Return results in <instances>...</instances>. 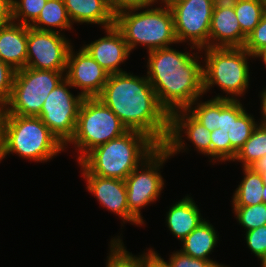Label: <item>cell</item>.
Masks as SVG:
<instances>
[{
	"instance_id": "26",
	"label": "cell",
	"mask_w": 266,
	"mask_h": 267,
	"mask_svg": "<svg viewBox=\"0 0 266 267\" xmlns=\"http://www.w3.org/2000/svg\"><path fill=\"white\" fill-rule=\"evenodd\" d=\"M234 11L241 31L247 36L261 21L266 11L265 0H239Z\"/></svg>"
},
{
	"instance_id": "45",
	"label": "cell",
	"mask_w": 266,
	"mask_h": 267,
	"mask_svg": "<svg viewBox=\"0 0 266 267\" xmlns=\"http://www.w3.org/2000/svg\"><path fill=\"white\" fill-rule=\"evenodd\" d=\"M254 57H261V59H263V62L266 65V46L263 47L261 50H259Z\"/></svg>"
},
{
	"instance_id": "11",
	"label": "cell",
	"mask_w": 266,
	"mask_h": 267,
	"mask_svg": "<svg viewBox=\"0 0 266 267\" xmlns=\"http://www.w3.org/2000/svg\"><path fill=\"white\" fill-rule=\"evenodd\" d=\"M72 87L65 78L45 99L40 114L42 122L65 147L72 139L77 123L78 111L83 97H76L68 90Z\"/></svg>"
},
{
	"instance_id": "30",
	"label": "cell",
	"mask_w": 266,
	"mask_h": 267,
	"mask_svg": "<svg viewBox=\"0 0 266 267\" xmlns=\"http://www.w3.org/2000/svg\"><path fill=\"white\" fill-rule=\"evenodd\" d=\"M121 241L119 238L111 240V253L107 256L106 267H141V256L133 257Z\"/></svg>"
},
{
	"instance_id": "10",
	"label": "cell",
	"mask_w": 266,
	"mask_h": 267,
	"mask_svg": "<svg viewBox=\"0 0 266 267\" xmlns=\"http://www.w3.org/2000/svg\"><path fill=\"white\" fill-rule=\"evenodd\" d=\"M173 15L178 43L186 40L202 51L209 47L213 0H171L167 3Z\"/></svg>"
},
{
	"instance_id": "6",
	"label": "cell",
	"mask_w": 266,
	"mask_h": 267,
	"mask_svg": "<svg viewBox=\"0 0 266 267\" xmlns=\"http://www.w3.org/2000/svg\"><path fill=\"white\" fill-rule=\"evenodd\" d=\"M205 50L206 62L202 66L203 91L213 85H218L229 96L218 95L215 98L237 99L234 96L242 95L249 85V65L247 62L250 55L244 48L207 47ZM205 67V68H204Z\"/></svg>"
},
{
	"instance_id": "28",
	"label": "cell",
	"mask_w": 266,
	"mask_h": 267,
	"mask_svg": "<svg viewBox=\"0 0 266 267\" xmlns=\"http://www.w3.org/2000/svg\"><path fill=\"white\" fill-rule=\"evenodd\" d=\"M46 2L47 0H12L13 22L17 20V23L30 26L31 22L33 23L38 18Z\"/></svg>"
},
{
	"instance_id": "20",
	"label": "cell",
	"mask_w": 266,
	"mask_h": 267,
	"mask_svg": "<svg viewBox=\"0 0 266 267\" xmlns=\"http://www.w3.org/2000/svg\"><path fill=\"white\" fill-rule=\"evenodd\" d=\"M166 218L169 230L181 241L204 221L194 200L189 196L175 203Z\"/></svg>"
},
{
	"instance_id": "3",
	"label": "cell",
	"mask_w": 266,
	"mask_h": 267,
	"mask_svg": "<svg viewBox=\"0 0 266 267\" xmlns=\"http://www.w3.org/2000/svg\"><path fill=\"white\" fill-rule=\"evenodd\" d=\"M159 146L144 133L128 130L89 151L78 163L82 174L125 180Z\"/></svg>"
},
{
	"instance_id": "46",
	"label": "cell",
	"mask_w": 266,
	"mask_h": 267,
	"mask_svg": "<svg viewBox=\"0 0 266 267\" xmlns=\"http://www.w3.org/2000/svg\"><path fill=\"white\" fill-rule=\"evenodd\" d=\"M163 3H168L170 2L171 0H161Z\"/></svg>"
},
{
	"instance_id": "2",
	"label": "cell",
	"mask_w": 266,
	"mask_h": 267,
	"mask_svg": "<svg viewBox=\"0 0 266 267\" xmlns=\"http://www.w3.org/2000/svg\"><path fill=\"white\" fill-rule=\"evenodd\" d=\"M148 53L147 79L168 114L195 105L204 94L203 67L196 53L179 52L169 46Z\"/></svg>"
},
{
	"instance_id": "43",
	"label": "cell",
	"mask_w": 266,
	"mask_h": 267,
	"mask_svg": "<svg viewBox=\"0 0 266 267\" xmlns=\"http://www.w3.org/2000/svg\"><path fill=\"white\" fill-rule=\"evenodd\" d=\"M261 112L263 115V121L261 120V122L266 123V89L262 91L261 93Z\"/></svg>"
},
{
	"instance_id": "35",
	"label": "cell",
	"mask_w": 266,
	"mask_h": 267,
	"mask_svg": "<svg viewBox=\"0 0 266 267\" xmlns=\"http://www.w3.org/2000/svg\"><path fill=\"white\" fill-rule=\"evenodd\" d=\"M16 70L0 60V104L10 99Z\"/></svg>"
},
{
	"instance_id": "14",
	"label": "cell",
	"mask_w": 266,
	"mask_h": 267,
	"mask_svg": "<svg viewBox=\"0 0 266 267\" xmlns=\"http://www.w3.org/2000/svg\"><path fill=\"white\" fill-rule=\"evenodd\" d=\"M187 135L202 154L211 156V132L199 123L186 109L177 110L170 114L169 133L163 147L172 156L184 148L181 131Z\"/></svg>"
},
{
	"instance_id": "25",
	"label": "cell",
	"mask_w": 266,
	"mask_h": 267,
	"mask_svg": "<svg viewBox=\"0 0 266 267\" xmlns=\"http://www.w3.org/2000/svg\"><path fill=\"white\" fill-rule=\"evenodd\" d=\"M266 154V123L261 122L254 129L251 137L238 150L233 161H240L243 167H251L253 163Z\"/></svg>"
},
{
	"instance_id": "44",
	"label": "cell",
	"mask_w": 266,
	"mask_h": 267,
	"mask_svg": "<svg viewBox=\"0 0 266 267\" xmlns=\"http://www.w3.org/2000/svg\"><path fill=\"white\" fill-rule=\"evenodd\" d=\"M261 178L264 182L263 190H262V197H263V202L266 203V172L260 174Z\"/></svg>"
},
{
	"instance_id": "1",
	"label": "cell",
	"mask_w": 266,
	"mask_h": 267,
	"mask_svg": "<svg viewBox=\"0 0 266 267\" xmlns=\"http://www.w3.org/2000/svg\"><path fill=\"white\" fill-rule=\"evenodd\" d=\"M128 130L144 133L163 146L169 133L170 115L160 105L147 77L123 72L110 74L97 97Z\"/></svg>"
},
{
	"instance_id": "24",
	"label": "cell",
	"mask_w": 266,
	"mask_h": 267,
	"mask_svg": "<svg viewBox=\"0 0 266 267\" xmlns=\"http://www.w3.org/2000/svg\"><path fill=\"white\" fill-rule=\"evenodd\" d=\"M244 178L233 195V206H253L263 203L264 182L251 167H243Z\"/></svg>"
},
{
	"instance_id": "23",
	"label": "cell",
	"mask_w": 266,
	"mask_h": 267,
	"mask_svg": "<svg viewBox=\"0 0 266 267\" xmlns=\"http://www.w3.org/2000/svg\"><path fill=\"white\" fill-rule=\"evenodd\" d=\"M44 26H43V25ZM47 26V27H45ZM30 27L40 31L59 32L52 27L71 29L72 22L68 16L63 0H47L38 18L30 24Z\"/></svg>"
},
{
	"instance_id": "16",
	"label": "cell",
	"mask_w": 266,
	"mask_h": 267,
	"mask_svg": "<svg viewBox=\"0 0 266 267\" xmlns=\"http://www.w3.org/2000/svg\"><path fill=\"white\" fill-rule=\"evenodd\" d=\"M87 189L96 196L100 204L118 214L128 222V203L125 180L84 174Z\"/></svg>"
},
{
	"instance_id": "19",
	"label": "cell",
	"mask_w": 266,
	"mask_h": 267,
	"mask_svg": "<svg viewBox=\"0 0 266 267\" xmlns=\"http://www.w3.org/2000/svg\"><path fill=\"white\" fill-rule=\"evenodd\" d=\"M71 22L115 25V15L106 0H63Z\"/></svg>"
},
{
	"instance_id": "27",
	"label": "cell",
	"mask_w": 266,
	"mask_h": 267,
	"mask_svg": "<svg viewBox=\"0 0 266 267\" xmlns=\"http://www.w3.org/2000/svg\"><path fill=\"white\" fill-rule=\"evenodd\" d=\"M233 207L236 219L245 227L246 231L266 225V203Z\"/></svg>"
},
{
	"instance_id": "13",
	"label": "cell",
	"mask_w": 266,
	"mask_h": 267,
	"mask_svg": "<svg viewBox=\"0 0 266 267\" xmlns=\"http://www.w3.org/2000/svg\"><path fill=\"white\" fill-rule=\"evenodd\" d=\"M71 46L67 57L65 78L72 87L80 88L83 98L98 97L109 74L83 48L75 55Z\"/></svg>"
},
{
	"instance_id": "12",
	"label": "cell",
	"mask_w": 266,
	"mask_h": 267,
	"mask_svg": "<svg viewBox=\"0 0 266 267\" xmlns=\"http://www.w3.org/2000/svg\"><path fill=\"white\" fill-rule=\"evenodd\" d=\"M71 46L59 32L40 31L28 26L26 67L66 72Z\"/></svg>"
},
{
	"instance_id": "36",
	"label": "cell",
	"mask_w": 266,
	"mask_h": 267,
	"mask_svg": "<svg viewBox=\"0 0 266 267\" xmlns=\"http://www.w3.org/2000/svg\"><path fill=\"white\" fill-rule=\"evenodd\" d=\"M158 0H106L110 10L116 16L118 13L131 10L149 8L151 4L157 2Z\"/></svg>"
},
{
	"instance_id": "21",
	"label": "cell",
	"mask_w": 266,
	"mask_h": 267,
	"mask_svg": "<svg viewBox=\"0 0 266 267\" xmlns=\"http://www.w3.org/2000/svg\"><path fill=\"white\" fill-rule=\"evenodd\" d=\"M216 233L213 225L204 219L202 223L181 241L183 242V248L180 251L197 259L212 261L217 267H227L207 257L214 246H216L218 240Z\"/></svg>"
},
{
	"instance_id": "39",
	"label": "cell",
	"mask_w": 266,
	"mask_h": 267,
	"mask_svg": "<svg viewBox=\"0 0 266 267\" xmlns=\"http://www.w3.org/2000/svg\"><path fill=\"white\" fill-rule=\"evenodd\" d=\"M141 267H167L164 262L153 252L141 255Z\"/></svg>"
},
{
	"instance_id": "17",
	"label": "cell",
	"mask_w": 266,
	"mask_h": 267,
	"mask_svg": "<svg viewBox=\"0 0 266 267\" xmlns=\"http://www.w3.org/2000/svg\"><path fill=\"white\" fill-rule=\"evenodd\" d=\"M246 38L234 8L213 9L209 47L243 48Z\"/></svg>"
},
{
	"instance_id": "33",
	"label": "cell",
	"mask_w": 266,
	"mask_h": 267,
	"mask_svg": "<svg viewBox=\"0 0 266 267\" xmlns=\"http://www.w3.org/2000/svg\"><path fill=\"white\" fill-rule=\"evenodd\" d=\"M266 46V11L259 24L247 35L243 48L252 56Z\"/></svg>"
},
{
	"instance_id": "34",
	"label": "cell",
	"mask_w": 266,
	"mask_h": 267,
	"mask_svg": "<svg viewBox=\"0 0 266 267\" xmlns=\"http://www.w3.org/2000/svg\"><path fill=\"white\" fill-rule=\"evenodd\" d=\"M150 252L155 253L167 267H217L212 261L197 259L188 255H185L181 251H176L169 258V262L164 261L161 256H159L156 251L149 250Z\"/></svg>"
},
{
	"instance_id": "18",
	"label": "cell",
	"mask_w": 266,
	"mask_h": 267,
	"mask_svg": "<svg viewBox=\"0 0 266 267\" xmlns=\"http://www.w3.org/2000/svg\"><path fill=\"white\" fill-rule=\"evenodd\" d=\"M28 26L11 22L0 28V60L18 71L26 67Z\"/></svg>"
},
{
	"instance_id": "31",
	"label": "cell",
	"mask_w": 266,
	"mask_h": 267,
	"mask_svg": "<svg viewBox=\"0 0 266 267\" xmlns=\"http://www.w3.org/2000/svg\"><path fill=\"white\" fill-rule=\"evenodd\" d=\"M248 248L261 261V267H266V225L246 231Z\"/></svg>"
},
{
	"instance_id": "32",
	"label": "cell",
	"mask_w": 266,
	"mask_h": 267,
	"mask_svg": "<svg viewBox=\"0 0 266 267\" xmlns=\"http://www.w3.org/2000/svg\"><path fill=\"white\" fill-rule=\"evenodd\" d=\"M211 138V157L213 160L231 161V141L228 132L215 129L210 134Z\"/></svg>"
},
{
	"instance_id": "4",
	"label": "cell",
	"mask_w": 266,
	"mask_h": 267,
	"mask_svg": "<svg viewBox=\"0 0 266 267\" xmlns=\"http://www.w3.org/2000/svg\"><path fill=\"white\" fill-rule=\"evenodd\" d=\"M40 117L6 114L0 161L9 153L35 161H48L64 150Z\"/></svg>"
},
{
	"instance_id": "42",
	"label": "cell",
	"mask_w": 266,
	"mask_h": 267,
	"mask_svg": "<svg viewBox=\"0 0 266 267\" xmlns=\"http://www.w3.org/2000/svg\"><path fill=\"white\" fill-rule=\"evenodd\" d=\"M5 116H6V106L4 104H0V151L3 142V128H4Z\"/></svg>"
},
{
	"instance_id": "9",
	"label": "cell",
	"mask_w": 266,
	"mask_h": 267,
	"mask_svg": "<svg viewBox=\"0 0 266 267\" xmlns=\"http://www.w3.org/2000/svg\"><path fill=\"white\" fill-rule=\"evenodd\" d=\"M170 156L163 146H159L141 163V168L136 167L125 179L128 222L130 221L136 225L144 223L140 209L156 201L159 197L164 181L158 171Z\"/></svg>"
},
{
	"instance_id": "7",
	"label": "cell",
	"mask_w": 266,
	"mask_h": 267,
	"mask_svg": "<svg viewBox=\"0 0 266 267\" xmlns=\"http://www.w3.org/2000/svg\"><path fill=\"white\" fill-rule=\"evenodd\" d=\"M128 129L99 98H84L77 117L75 133L69 143L81 151L80 161L93 148L117 138Z\"/></svg>"
},
{
	"instance_id": "8",
	"label": "cell",
	"mask_w": 266,
	"mask_h": 267,
	"mask_svg": "<svg viewBox=\"0 0 266 267\" xmlns=\"http://www.w3.org/2000/svg\"><path fill=\"white\" fill-rule=\"evenodd\" d=\"M63 73L28 67L16 71L6 114L37 117L48 94L65 79Z\"/></svg>"
},
{
	"instance_id": "22",
	"label": "cell",
	"mask_w": 266,
	"mask_h": 267,
	"mask_svg": "<svg viewBox=\"0 0 266 267\" xmlns=\"http://www.w3.org/2000/svg\"><path fill=\"white\" fill-rule=\"evenodd\" d=\"M253 116L248 114L238 99H232V126L228 130L231 141V161L235 158L238 150L251 137L257 127Z\"/></svg>"
},
{
	"instance_id": "15",
	"label": "cell",
	"mask_w": 266,
	"mask_h": 267,
	"mask_svg": "<svg viewBox=\"0 0 266 267\" xmlns=\"http://www.w3.org/2000/svg\"><path fill=\"white\" fill-rule=\"evenodd\" d=\"M106 36L101 37L83 48L110 75L123 73L119 67L127 60L130 50L121 31L115 26L105 28Z\"/></svg>"
},
{
	"instance_id": "41",
	"label": "cell",
	"mask_w": 266,
	"mask_h": 267,
	"mask_svg": "<svg viewBox=\"0 0 266 267\" xmlns=\"http://www.w3.org/2000/svg\"><path fill=\"white\" fill-rule=\"evenodd\" d=\"M251 168L259 174L266 172V154L255 163H253Z\"/></svg>"
},
{
	"instance_id": "5",
	"label": "cell",
	"mask_w": 266,
	"mask_h": 267,
	"mask_svg": "<svg viewBox=\"0 0 266 267\" xmlns=\"http://www.w3.org/2000/svg\"><path fill=\"white\" fill-rule=\"evenodd\" d=\"M163 6L139 13L136 12L139 9L126 10L115 16V26L123 34L130 51L139 43L146 46L148 52L178 43L171 9L167 3Z\"/></svg>"
},
{
	"instance_id": "37",
	"label": "cell",
	"mask_w": 266,
	"mask_h": 267,
	"mask_svg": "<svg viewBox=\"0 0 266 267\" xmlns=\"http://www.w3.org/2000/svg\"><path fill=\"white\" fill-rule=\"evenodd\" d=\"M232 126V99L218 98V129L228 132Z\"/></svg>"
},
{
	"instance_id": "29",
	"label": "cell",
	"mask_w": 266,
	"mask_h": 267,
	"mask_svg": "<svg viewBox=\"0 0 266 267\" xmlns=\"http://www.w3.org/2000/svg\"><path fill=\"white\" fill-rule=\"evenodd\" d=\"M186 110L210 132L218 129V98L198 103L195 108L191 105Z\"/></svg>"
},
{
	"instance_id": "40",
	"label": "cell",
	"mask_w": 266,
	"mask_h": 267,
	"mask_svg": "<svg viewBox=\"0 0 266 267\" xmlns=\"http://www.w3.org/2000/svg\"><path fill=\"white\" fill-rule=\"evenodd\" d=\"M239 0H213V9L234 8Z\"/></svg>"
},
{
	"instance_id": "38",
	"label": "cell",
	"mask_w": 266,
	"mask_h": 267,
	"mask_svg": "<svg viewBox=\"0 0 266 267\" xmlns=\"http://www.w3.org/2000/svg\"><path fill=\"white\" fill-rule=\"evenodd\" d=\"M12 21V0H0V28Z\"/></svg>"
}]
</instances>
